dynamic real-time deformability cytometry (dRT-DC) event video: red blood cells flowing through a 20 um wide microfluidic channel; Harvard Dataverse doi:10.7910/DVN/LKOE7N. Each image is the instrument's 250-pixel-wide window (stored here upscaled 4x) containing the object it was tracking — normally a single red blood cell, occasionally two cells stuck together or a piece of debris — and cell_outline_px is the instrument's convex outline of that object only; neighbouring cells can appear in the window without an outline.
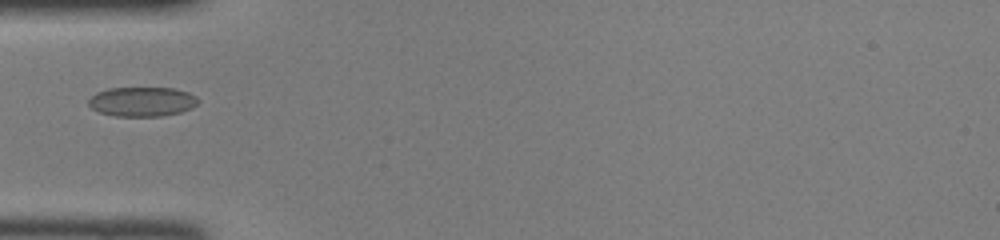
{"species": "common noctule bat (a hibernating species)", "species_latin": "Nyctalus noctula", "temperature_condition": "room temperature", "stored_images_in_passage": 13, "camera_frame_rate_fps": 3000, "um_per_image_px": 0.085, "animal": {"sex": "female", "body_mass_g": 22.0, "forearm_length_mm": 56.7}, "frame": {"image": 1, "passage_image": 1, "time_ms": 0.0, "image_size_px": [1000, 240], "cell_outline_px": [[200, 100], [192, 108], [180, 112], [160, 116], [116, 116], [100, 112], [92, 108], [88, 104], [88, 100], [96, 92], [108, 88], [176, 88], [188, 92], [196, 96]], "centroid_in_image_um": [12.09, 8.63], "position_along_channel_um": 72.9, "area_um2": 18.84}}
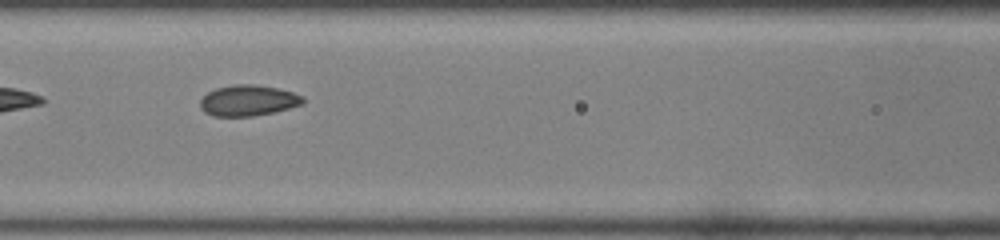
{"frame": {"image": 2, "passage_image": 6, "time_ms": 1.667, "image_size_px": [1000, 240], "cell_outline_px": [[304, 104], [272, 112], [252, 116], [212, 116], [204, 112], [200, 108], [200, 100], [208, 92], [216, 88], [232, 84], [252, 84], [276, 88], [292, 92], [304, 96]], "centroid_in_image_um": [21.07, 8.54], "position_along_channel_um": 145.5, "area_um2": 18.44}}